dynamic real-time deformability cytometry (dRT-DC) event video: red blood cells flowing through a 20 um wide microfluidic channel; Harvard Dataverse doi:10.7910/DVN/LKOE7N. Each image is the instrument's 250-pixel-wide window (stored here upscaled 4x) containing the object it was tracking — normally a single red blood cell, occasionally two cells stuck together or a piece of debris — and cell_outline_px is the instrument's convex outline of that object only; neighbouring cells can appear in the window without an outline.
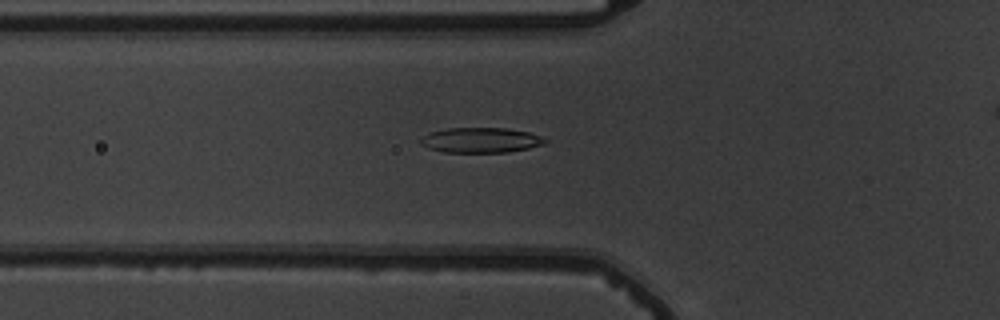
{"species": "common noctule bat (a hibernating species)", "species_latin": "Nyctalus noctula", "temperature_condition": "warm", "stored_images_in_passage": 36, "camera_frame_rate_fps": 3000, "um_per_image_px": 0.085, "animal": {"sex": "male", "body_mass_g": 19.5, "forearm_length_mm": 54.6}, "frame": {"image": 1, "passage_image": 6, "time_ms": 1.667, "image_size_px": [1000, 320], "cell_outline_px": [[548, 140], [544, 144], [528, 148], [508, 152], [444, 152], [428, 148], [420, 144], [420, 140], [428, 132], [448, 128], [508, 128], [528, 132], [540, 136]], "centroid_in_image_um": [40.85, 11.91], "position_along_channel_um": 85.0, "area_um2": 18.21}}
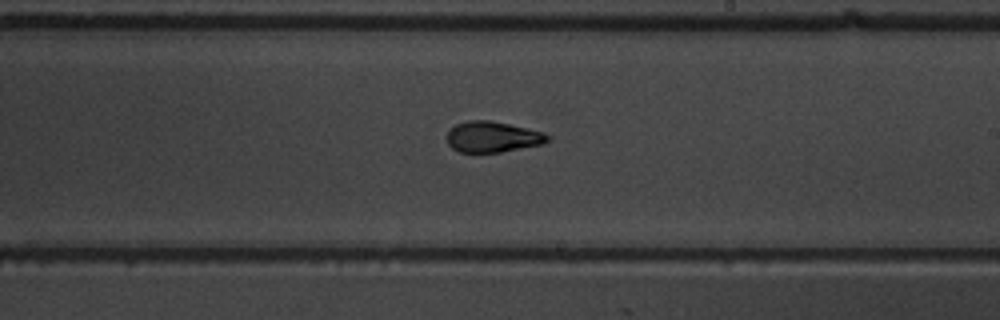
{"frame": {"image": 2, "passage_image": 19, "time_ms": 6.0, "image_size_px": [1000, 320], "cell_outline_px": [[548, 140], [540, 144], [500, 152], [460, 152], [452, 148], [448, 144], [448, 132], [456, 124], [468, 120], [488, 120], [508, 124], [540, 132], [548, 136]], "centroid_in_image_um": [41.8, 11.63], "position_along_channel_um": 247.2, "area_um2": 17.51}}
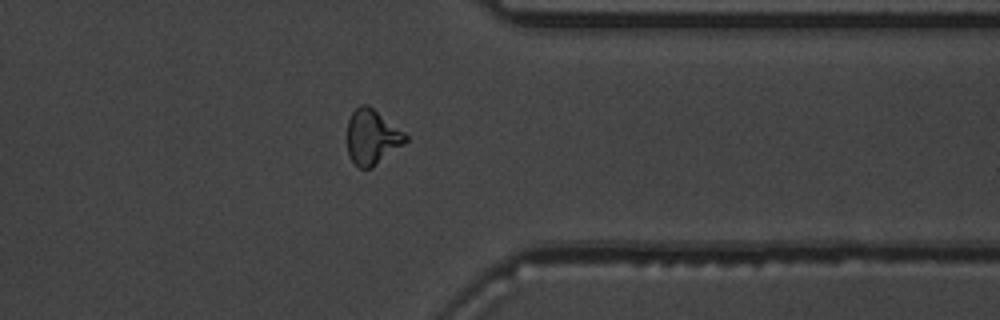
{"frame": {"image": 3, "passage_image": 30, "time_ms": 9.667, "image_size_px": [1000, 320], "cell_outline_px": [[408, 140], [404, 144], [372, 168], [360, 168], [348, 156], [348, 120], [352, 112], [360, 104], [368, 104], [404, 132], [408, 136]], "centroid_in_image_um": [31.63, 11.64], "position_along_channel_um": 379.8, "area_um2": 18.61}}